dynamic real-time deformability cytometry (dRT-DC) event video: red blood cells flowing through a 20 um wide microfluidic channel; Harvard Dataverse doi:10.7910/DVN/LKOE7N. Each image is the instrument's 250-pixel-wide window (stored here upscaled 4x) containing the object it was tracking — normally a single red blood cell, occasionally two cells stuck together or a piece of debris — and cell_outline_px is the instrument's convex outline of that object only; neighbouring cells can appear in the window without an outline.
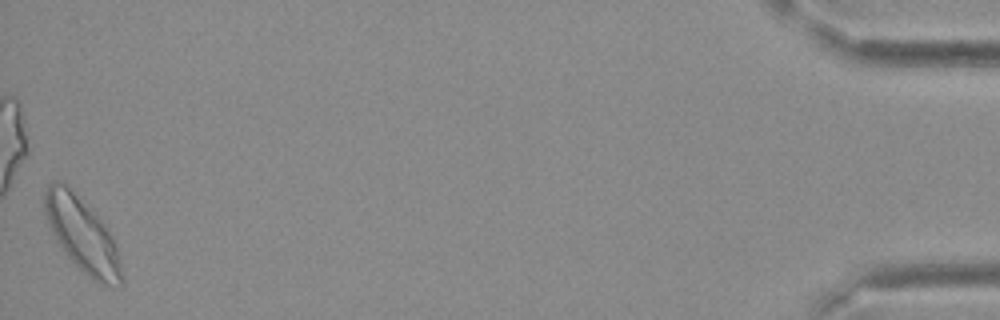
{"species": "Egyptian fruit bat (a non-hibernating species)", "species_latin": "Rousettus aegyptiacus", "temperature_condition": "cold", "stored_images_in_passage": 41, "camera_frame_rate_fps": 3000, "um_per_image_px": 0.085, "frame": {"image": 1, "passage_image": 41, "time_ms": 13.333, "image_size_px": [1000, 320], "cell_outline_px": [[124, 284], [120, 288], [100, 284], [92, 280], [64, 252], [56, 240], [48, 224], [44, 212], [44, 192], [48, 184], [56, 180], [60, 180], [108, 228], [116, 244], [120, 260], [124, 280]], "centroid_in_image_um": [7.02, 20.03], "position_along_channel_um": 428.2, "area_um2": 33.0}}